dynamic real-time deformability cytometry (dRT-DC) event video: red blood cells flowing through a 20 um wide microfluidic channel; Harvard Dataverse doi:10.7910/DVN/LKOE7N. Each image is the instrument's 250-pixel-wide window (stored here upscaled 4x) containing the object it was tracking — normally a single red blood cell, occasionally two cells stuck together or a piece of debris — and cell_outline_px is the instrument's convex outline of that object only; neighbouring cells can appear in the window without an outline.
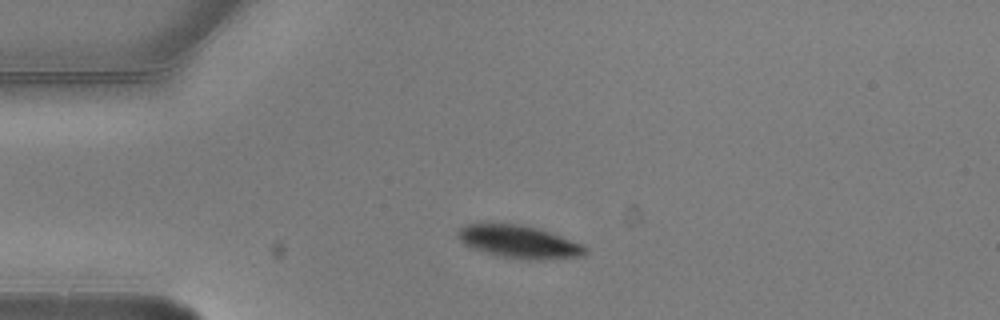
{"species": "common noctule bat (a hibernating species)", "species_latin": "Nyctalus noctula", "temperature_condition": "warm", "stored_images_in_passage": 1, "camera_frame_rate_fps": 3000, "um_per_image_px": 0.085, "animal": {"sex": "male", "body_mass_g": 20.5, "forearm_length_mm": 52.5}, "frame": {"image": 1, "passage_image": 1, "time_ms": 0.0, "image_size_px": [1000, 320], "cell_outline_px": [[588, 252], [580, 256], [536, 260], [504, 256], [472, 248], [460, 240], [456, 232], [464, 224], [488, 220], [520, 224], [540, 228], [584, 244], [588, 248]], "centroid_in_image_um": [44.09, 20.48], "position_along_channel_um": 40.9, "area_um2": 24.8}}